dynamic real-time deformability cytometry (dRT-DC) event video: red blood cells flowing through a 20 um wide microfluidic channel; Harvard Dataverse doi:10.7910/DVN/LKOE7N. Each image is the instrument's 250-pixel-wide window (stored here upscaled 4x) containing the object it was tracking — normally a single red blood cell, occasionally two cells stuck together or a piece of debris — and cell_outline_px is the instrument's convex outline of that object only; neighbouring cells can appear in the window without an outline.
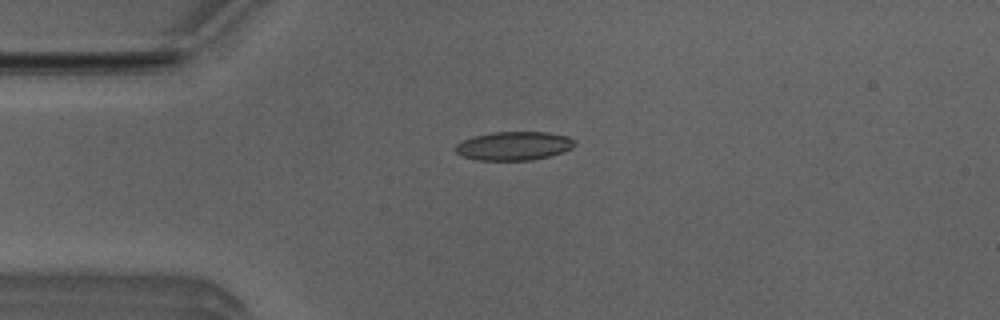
{"species": "Egyptian fruit bat (a non-hibernating species)", "species_latin": "Rousettus aegyptiacus", "temperature_condition": "room temperature", "stored_images_in_passage": 8, "camera_frame_rate_fps": 3000, "um_per_image_px": 0.085, "animal": {"sex": "male"}, "frame": {"image": 1, "passage_image": 4, "time_ms": 1.0, "image_size_px": [1000, 320], "cell_outline_px": [[576, 144], [572, 148], [548, 156], [532, 160], [476, 160], [460, 156], [456, 152], [456, 144], [464, 140], [476, 136], [492, 132], [548, 132], [568, 136], [576, 140]], "centroid_in_image_um": [43.69, 12.4], "position_along_channel_um": 41.3, "area_um2": 19.88}}
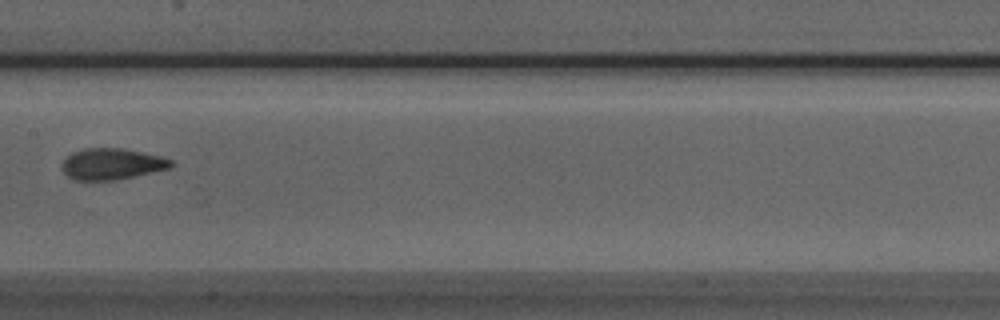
{"frame": {"image": 2, "passage_image": 8, "time_ms": 2.333, "image_size_px": [1000, 320], "cell_outline_px": [[176, 164], [168, 168], [116, 180], [76, 180], [68, 176], [64, 172], [60, 164], [72, 152], [84, 148], [124, 148], [160, 156], [172, 160]], "centroid_in_image_um": [9.49, 13.93], "position_along_channel_um": 197.9, "area_um2": 19.77}}